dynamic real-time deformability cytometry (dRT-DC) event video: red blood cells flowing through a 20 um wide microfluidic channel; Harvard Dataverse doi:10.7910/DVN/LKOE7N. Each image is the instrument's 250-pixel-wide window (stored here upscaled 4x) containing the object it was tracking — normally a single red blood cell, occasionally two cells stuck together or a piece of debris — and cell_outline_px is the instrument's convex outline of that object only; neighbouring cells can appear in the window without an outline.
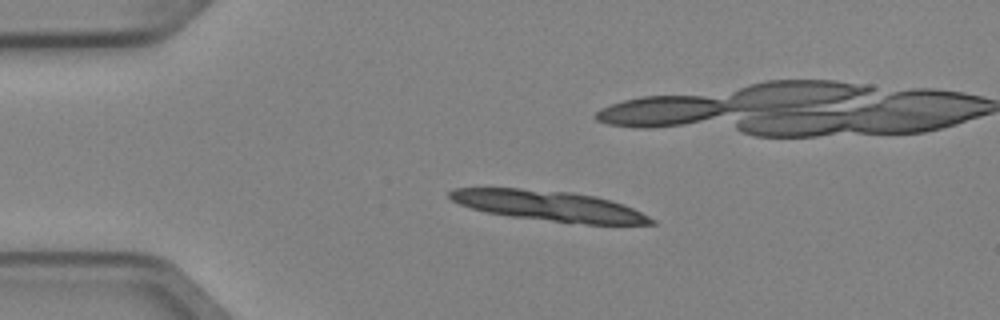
{"species": "Egyptian fruit bat (a non-hibernating species)", "species_latin": "Rousettus aegyptiacus", "temperature_condition": "cold", "stored_images_in_passage": 7, "camera_frame_rate_fps": 3000, "um_per_image_px": 0.085, "animal": {"sex": "female"}, "frame": {"image": 1, "passage_image": 1, "time_ms": 0.0, "image_size_px": [1000, 320], "cell_outline_px": [[656, 224], [588, 224], [508, 216], [484, 212], [460, 204], [452, 200], [448, 196], [448, 192], [452, 188], [520, 188], [572, 192], [596, 196], [624, 204], [656, 220]], "centroid_in_image_um": [46.65, 17.49], "position_along_channel_um": 38.3, "area_um2": 35.43}}